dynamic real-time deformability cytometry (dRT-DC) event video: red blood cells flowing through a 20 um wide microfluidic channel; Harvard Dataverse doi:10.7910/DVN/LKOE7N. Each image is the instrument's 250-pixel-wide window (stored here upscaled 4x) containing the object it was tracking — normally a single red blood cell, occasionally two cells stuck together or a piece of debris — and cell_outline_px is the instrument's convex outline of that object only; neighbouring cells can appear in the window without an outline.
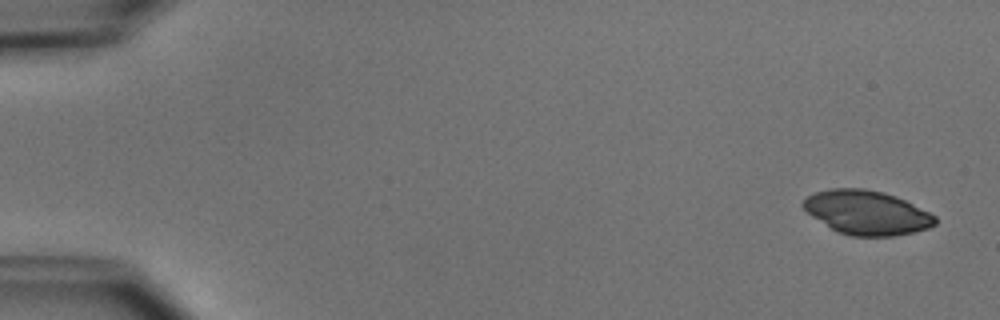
{"species": "common noctule bat (a hibernating species)", "species_latin": "Nyctalus noctula", "temperature_condition": "cold", "stored_images_in_passage": 4, "camera_frame_rate_fps": 3000, "um_per_image_px": 0.085, "animal": {"sex": "male", "body_mass_g": 15.6}, "frame": {"image": 1, "passage_image": 1, "time_ms": 0.0, "image_size_px": [1000, 320], "cell_outline_px": [[936, 224], [928, 228], [912, 232], [892, 236], [852, 236], [836, 232], [812, 216], [800, 204], [808, 196], [816, 192], [828, 188], [864, 188], [884, 192], [896, 196], [936, 216]], "centroid_in_image_um": [73.65, 18.06], "position_along_channel_um": 11.3, "area_um2": 33.81}}